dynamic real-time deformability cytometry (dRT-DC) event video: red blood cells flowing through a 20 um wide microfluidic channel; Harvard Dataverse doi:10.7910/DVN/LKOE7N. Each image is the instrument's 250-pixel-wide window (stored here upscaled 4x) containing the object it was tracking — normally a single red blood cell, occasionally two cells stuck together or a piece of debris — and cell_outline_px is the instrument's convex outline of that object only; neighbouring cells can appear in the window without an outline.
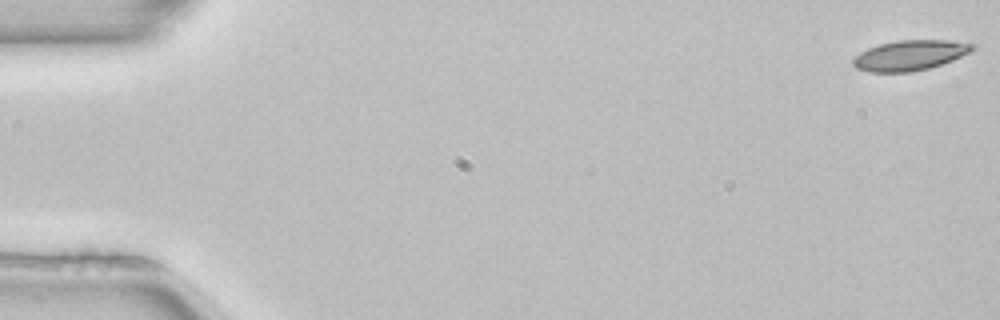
{"species": "common noctule bat (a hibernating species)", "species_latin": "Nyctalus noctula", "temperature_condition": "room temperature", "stored_images_in_passage": 52, "camera_frame_rate_fps": 3000, "um_per_image_px": 0.085, "animal": {"sex": "female", "body_mass_g": 22.7, "forearm_length_mm": 54.2}, "frame": {"image": 1, "passage_image": 1, "time_ms": 0.0, "image_size_px": [1000, 320], "cell_outline_px": [[976, 48], [972, 52], [952, 60], [928, 68], [912, 72], [868, 72], [856, 68], [852, 64], [852, 60], [860, 52], [868, 48], [880, 44], [896, 40], [944, 40], [976, 44]], "centroid_in_image_um": [77.35, 4.7], "position_along_channel_um": 7.7, "area_um2": 21.04}}
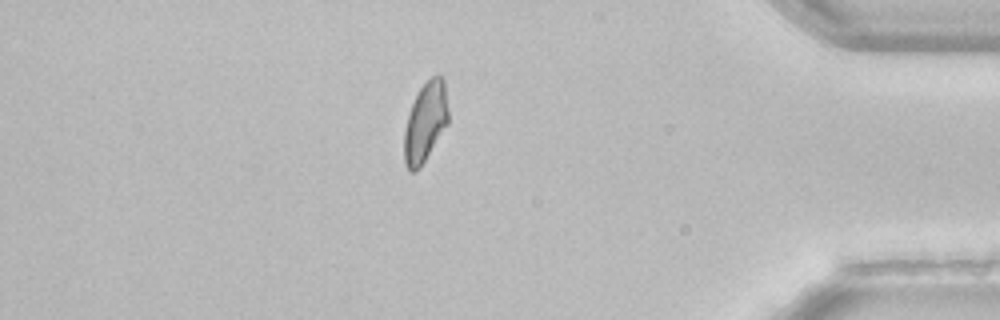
{"frame": {"image": 2, "passage_image": 45, "time_ms": 14.667, "image_size_px": [1000, 320], "cell_outline_px": [[448, 124], [420, 168], [416, 172], [408, 172], [404, 164], [404, 132], [408, 116], [412, 104], [420, 88], [432, 76], [440, 76], [444, 80], [448, 108]], "centroid_in_image_um": [36.15, 10.44], "position_along_channel_um": 399.1, "area_um2": 20.46}}
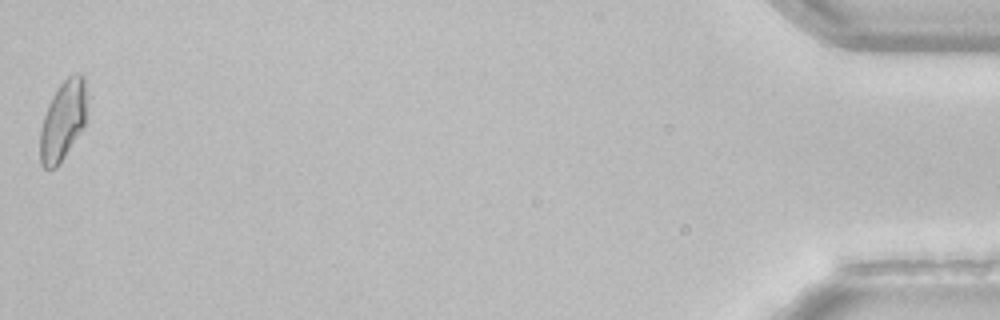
{"frame": {"image": 3, "passage_image": 52, "time_ms": 17.0, "image_size_px": [1000, 320], "cell_outline_px": [[84, 128], [56, 168], [44, 168], [40, 164], [40, 128], [48, 104], [52, 96], [60, 84], [68, 76], [76, 72], [80, 72], [84, 76]], "centroid_in_image_um": [5.31, 10.27], "position_along_channel_um": 429.9, "area_um2": 21.39}, "authors_computed_cell_mechanics": {"area_um2": 21.2415, "velocity_mm_per_s": 3.963, "shape_relaxation_time_tau1_ms": 6.2832, "shape_relaxation_time_tau2_ms": 2.2454, "deformation_change_tau1": 0.1594, "deformation_change_tau2": 0.0737}}